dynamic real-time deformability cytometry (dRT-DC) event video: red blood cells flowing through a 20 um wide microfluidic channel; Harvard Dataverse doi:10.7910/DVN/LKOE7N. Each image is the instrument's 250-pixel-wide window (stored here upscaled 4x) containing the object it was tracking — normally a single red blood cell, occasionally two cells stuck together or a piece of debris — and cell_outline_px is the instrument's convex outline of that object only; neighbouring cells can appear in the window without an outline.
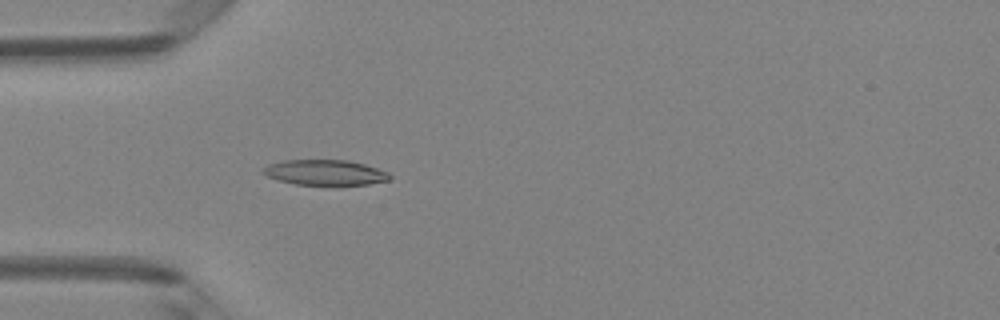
{"species": "Egyptian fruit bat (a non-hibernating species)", "species_latin": "Rousettus aegyptiacus", "temperature_condition": "room temperature", "stored_images_in_passage": 45, "camera_frame_rate_fps": 3000, "um_per_image_px": 0.085, "animal": {"sex": "female"}, "frame": {"image": 1, "passage_image": 11, "time_ms": 3.333, "image_size_px": [1000, 320], "cell_outline_px": [[392, 180], [368, 184], [296, 184], [280, 180], [268, 176], [260, 172], [268, 164], [280, 160], [348, 160], [364, 164], [388, 172], [392, 176]], "centroid_in_image_um": [27.64, 14.65], "position_along_channel_um": 57.4, "area_um2": 18.55}}
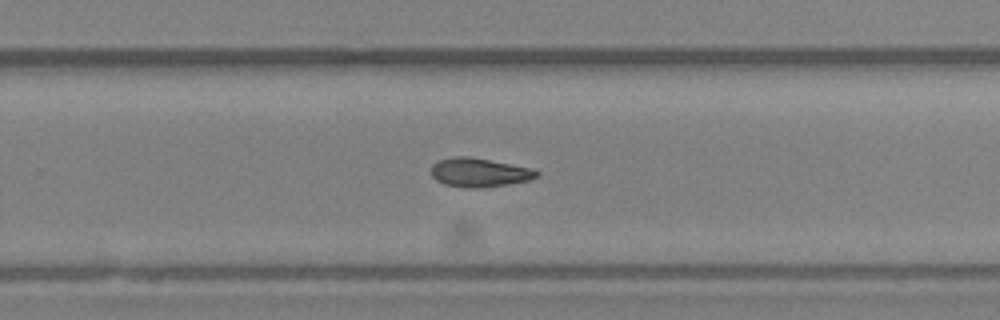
{"frame": {"image": 2, "passage_image": 28, "time_ms": 9.0, "image_size_px": [1000, 320], "cell_outline_px": [[540, 176], [528, 180], [508, 184], [484, 188], [472, 188], [444, 184], [436, 180], [432, 176], [432, 164], [440, 160], [456, 156], [468, 156], [532, 168], [540, 172]], "centroid_in_image_um": [40.77, 14.66], "position_along_channel_um": 289.0, "area_um2": 17.69}}
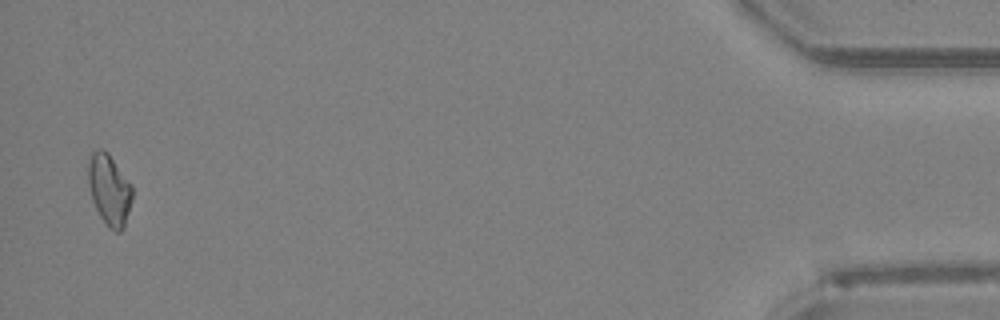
{"frame": {"image": 3, "passage_image": 44, "time_ms": 14.333, "image_size_px": [1000, 320], "cell_outline_px": [[132, 200], [124, 228], [120, 232], [116, 232], [108, 228], [100, 216], [92, 200], [88, 184], [88, 160], [92, 152], [96, 148], [104, 148], [108, 152], [132, 184]], "centroid_in_image_um": [9.29, 16.11], "position_along_channel_um": 425.9, "area_um2": 18.55}, "authors_computed_cell_mechanics": {"area_um2": 17.918, "velocity_mm_per_s": 4.1804, "shape_relaxation_time_tau1_ms": 6.3096, "shape_relaxation_time_tau2_ms": 11.1933, "deformation_change_tau1": 0.1348, "deformation_change_tau2": 0.2296}}